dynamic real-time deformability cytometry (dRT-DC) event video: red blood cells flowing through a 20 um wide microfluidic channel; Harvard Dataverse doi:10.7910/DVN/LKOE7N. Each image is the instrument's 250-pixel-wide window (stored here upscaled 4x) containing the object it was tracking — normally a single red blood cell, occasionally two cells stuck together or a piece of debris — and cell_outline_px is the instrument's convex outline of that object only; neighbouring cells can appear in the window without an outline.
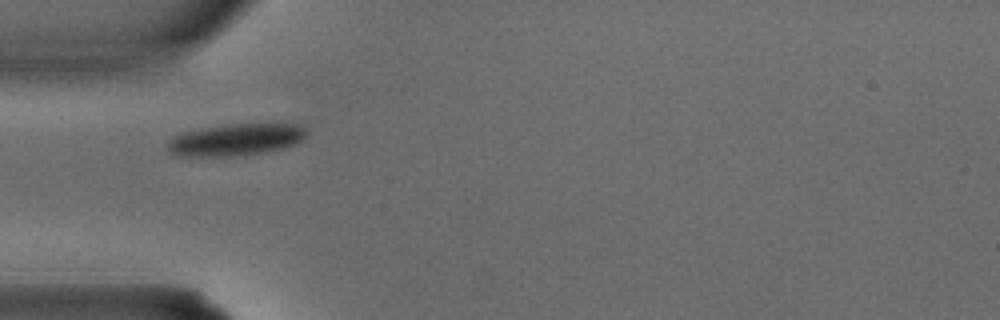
{"species": "common noctule bat (a hibernating species)", "species_latin": "Nyctalus noctula", "temperature_condition": "warm", "stored_images_in_passage": 1, "camera_frame_rate_fps": 3000, "um_per_image_px": 0.085, "animal": {"sex": "male", "body_mass_g": 15.6}, "frame": {"image": 1, "passage_image": 1, "time_ms": 0.0, "image_size_px": [1000, 320], "cell_outline_px": [[308, 132], [296, 144], [284, 148], [244, 156], [172, 156], [168, 152], [168, 140], [172, 136], [184, 132], [200, 128], [224, 124], [296, 124], [304, 128]], "centroid_in_image_um": [19.98, 11.88], "position_along_channel_um": 65.0, "area_um2": 26.13}}